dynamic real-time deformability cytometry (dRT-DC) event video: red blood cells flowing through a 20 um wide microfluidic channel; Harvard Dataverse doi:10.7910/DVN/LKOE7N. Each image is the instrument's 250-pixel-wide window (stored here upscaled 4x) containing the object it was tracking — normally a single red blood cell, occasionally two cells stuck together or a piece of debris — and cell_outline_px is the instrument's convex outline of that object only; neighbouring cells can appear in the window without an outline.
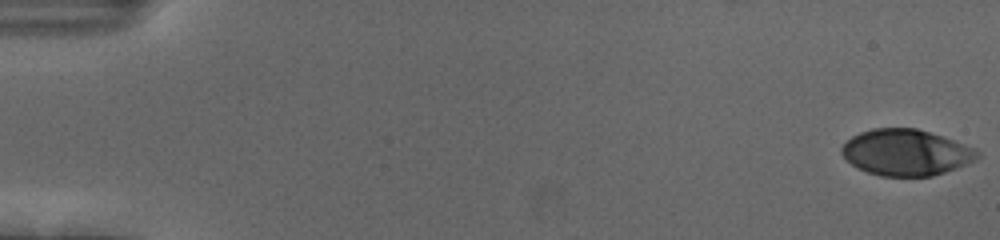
{"species": "human", "species_latin": "Homo sapiens", "temperature_condition": "cold", "stored_images_in_passage": 56, "camera_frame_rate_fps": 3000, "um_per_image_px": 0.085, "donor": {"sex": "female"}, "frame": {"image": 1, "passage_image": 1, "time_ms": 0.0, "image_size_px": [1000, 240], "cell_outline_px": [[980, 156], [976, 160], [968, 164], [932, 176], [880, 176], [868, 172], [852, 164], [840, 152], [840, 148], [852, 136], [860, 132], [872, 128], [916, 128], [976, 148], [980, 152]], "centroid_in_image_um": [77.02, 12.96], "position_along_channel_um": 8.0, "area_um2": 36.3}}
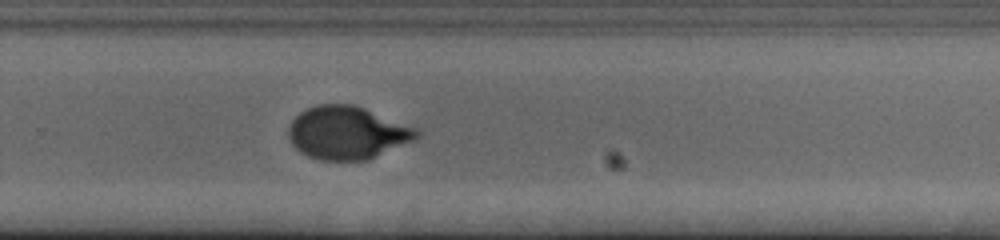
{"frame": {"image": 2, "passage_image": 38, "time_ms": 12.333, "image_size_px": [1000, 240], "cell_outline_px": [[420, 136], [416, 140], [368, 160], [320, 160], [308, 156], [300, 152], [288, 140], [288, 128], [292, 120], [300, 112], [316, 104], [352, 104], [364, 108], [416, 128], [420, 132]], "centroid_in_image_um": [29.51, 11.29], "position_along_channel_um": 300.3, "area_um2": 39.65}}
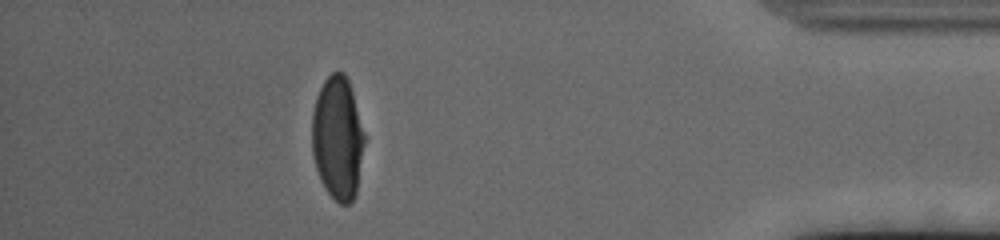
{"frame": {"image": 3, "passage_image": 50, "time_ms": 16.333, "image_size_px": [1000, 240], "cell_outline_px": [[364, 144], [356, 196], [348, 204], [340, 204], [324, 188], [320, 180], [312, 156], [312, 112], [316, 96], [324, 80], [332, 72], [344, 72], [348, 80], [352, 92], [364, 136]], "centroid_in_image_um": [28.67, 11.75], "position_along_channel_um": 406.5, "area_um2": 37.57}, "authors_computed_cell_mechanics": {"area_um2": 39.015, "velocity_mm_per_s": 3.6943, "shape_relaxation_time_tau1_ms": 3.4649, "shape_relaxation_time_tau2_ms": null, "deformation_change_tau1": 0.1842, "deformation_change_tau2": null}}